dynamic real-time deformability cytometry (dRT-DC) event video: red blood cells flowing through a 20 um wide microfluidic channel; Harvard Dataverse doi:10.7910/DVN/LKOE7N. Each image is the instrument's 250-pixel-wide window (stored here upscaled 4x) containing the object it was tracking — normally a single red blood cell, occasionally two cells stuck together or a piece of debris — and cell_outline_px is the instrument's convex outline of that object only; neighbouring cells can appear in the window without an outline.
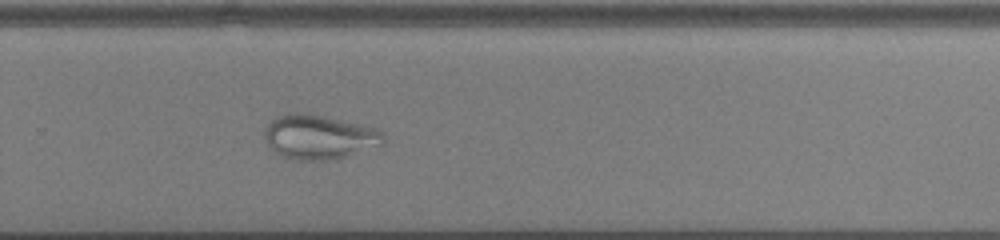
{"species": "common noctule bat (a hibernating species)", "species_latin": "Nyctalus noctula", "temperature_condition": "cold", "stored_images_in_passage": 43, "camera_frame_rate_fps": 3000, "um_per_image_px": 0.085, "animal": {"sex": "male", "body_mass_g": 13.0, "forearm_length_mm": 53.1}, "frame": {"image": 1, "passage_image": 31, "time_ms": 10.0, "image_size_px": [1000, 240], "cell_outline_px": [[384, 144], [332, 160], [300, 160], [284, 156], [276, 152], [268, 144], [264, 136], [264, 128], [276, 116], [288, 112], [308, 112], [376, 128], [384, 136]], "centroid_in_image_um": [27.1, 11.62], "position_along_channel_um": 302.7, "area_um2": 30.63}}
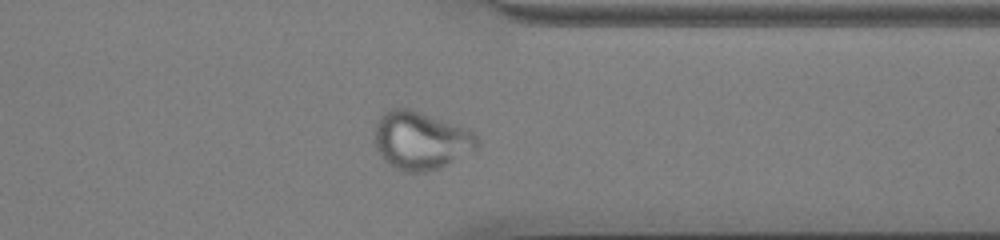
{"frame": {"image": 2, "passage_image": 37, "time_ms": 12.0, "image_size_px": [1000, 240], "cell_outline_px": [[480, 144], [476, 148], [436, 168], [424, 172], [404, 172], [388, 164], [380, 156], [376, 148], [372, 132], [376, 120], [388, 108], [408, 108], [468, 128], [476, 136]], "centroid_in_image_um": [35.68, 11.91], "position_along_channel_um": 375.7, "area_um2": 34.62}}